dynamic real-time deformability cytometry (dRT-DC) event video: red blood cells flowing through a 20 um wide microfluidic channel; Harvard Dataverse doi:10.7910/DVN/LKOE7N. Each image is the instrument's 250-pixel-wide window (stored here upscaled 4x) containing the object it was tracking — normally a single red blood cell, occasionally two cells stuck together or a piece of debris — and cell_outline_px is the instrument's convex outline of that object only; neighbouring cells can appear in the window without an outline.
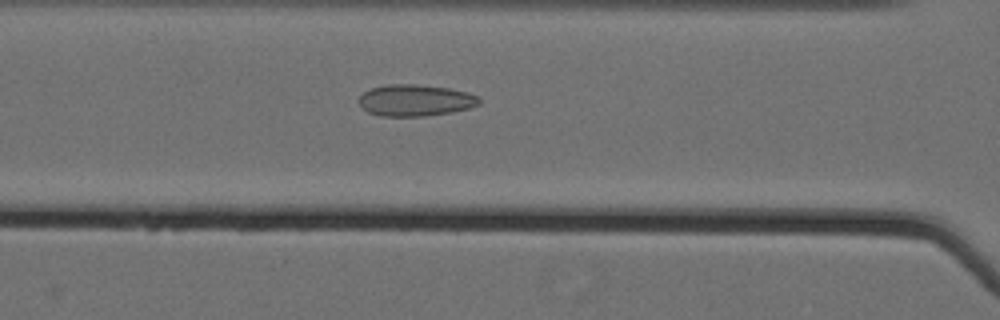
{"species": "Egyptian fruit bat (a non-hibernating species)", "species_latin": "Rousettus aegyptiacus", "temperature_condition": "cold", "stored_images_in_passage": 43, "camera_frame_rate_fps": 3000, "um_per_image_px": 0.085, "animal": {"sex": "female"}, "frame": {"image": 1, "passage_image": 13, "time_ms": 4.0, "image_size_px": [1000, 320], "cell_outline_px": [[480, 104], [468, 108], [452, 112], [424, 116], [380, 116], [368, 112], [360, 104], [360, 96], [364, 92], [372, 88], [388, 84], [416, 84], [448, 88], [468, 92], [480, 96]], "centroid_in_image_um": [35.34, 8.52], "position_along_channel_um": 131.3, "area_um2": 22.08}}
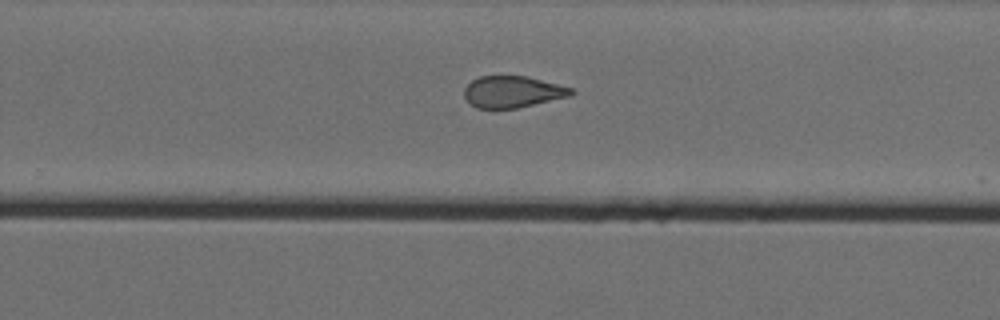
{"frame": {"image": 2, "passage_image": 26, "time_ms": 8.333, "image_size_px": [1000, 320], "cell_outline_px": [[576, 92], [568, 96], [516, 108], [476, 108], [464, 96], [464, 88], [472, 80], [480, 76], [528, 76], [572, 88]], "centroid_in_image_um": [43.55, 7.79], "position_along_channel_um": 286.2, "area_um2": 19.42}}
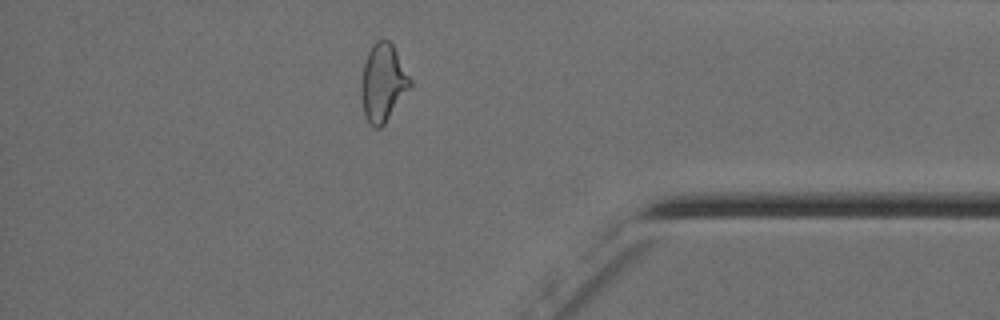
{"frame": {"image": 3, "passage_image": 37, "time_ms": 12.0, "image_size_px": [1000, 320], "cell_outline_px": [[412, 84], [384, 124], [380, 128], [372, 128], [364, 116], [360, 92], [360, 88], [364, 64], [368, 52], [372, 44], [376, 40], [388, 40], [392, 44], [412, 80]], "centroid_in_image_um": [32.53, 7.05], "position_along_channel_um": 402.7, "area_um2": 22.02}, "authors_computed_cell_mechanics": {"area_um2": 21.7906, "velocity_mm_per_s": 3.5772, "shape_relaxation_time_tau1_ms": null, "shape_relaxation_time_tau2_ms": 1.8695, "deformation_change_tau1": null, "deformation_change_tau2": 0.0965}}